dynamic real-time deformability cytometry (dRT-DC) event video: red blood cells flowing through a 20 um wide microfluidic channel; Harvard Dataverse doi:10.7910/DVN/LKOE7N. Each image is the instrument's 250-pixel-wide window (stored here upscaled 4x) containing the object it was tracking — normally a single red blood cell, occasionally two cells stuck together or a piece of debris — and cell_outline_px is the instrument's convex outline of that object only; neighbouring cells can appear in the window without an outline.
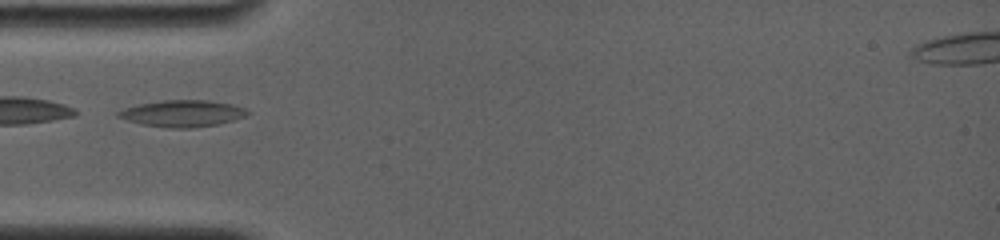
{"species": "common noctule bat (a hibernating species)", "species_latin": "Nyctalus noctula", "temperature_condition": "room temperature", "stored_images_in_passage": 16, "camera_frame_rate_fps": 4000, "um_per_image_px": 0.085, "animal": {"sex": "female", "body_mass_g": 19.0, "forearm_length_mm": 56.7}, "frame": {"image": 1, "passage_image": 1, "time_ms": 0.0, "image_size_px": [1000, 240], "cell_outline_px": [[252, 112], [244, 116], [220, 124], [192, 128], [172, 128], [144, 124], [128, 120], [116, 116], [116, 112], [124, 108], [140, 104], [164, 100], [208, 100], [232, 104], [244, 108]], "centroid_in_image_um": [15.53, 9.64], "position_along_channel_um": 69.5, "area_um2": 19.88}}
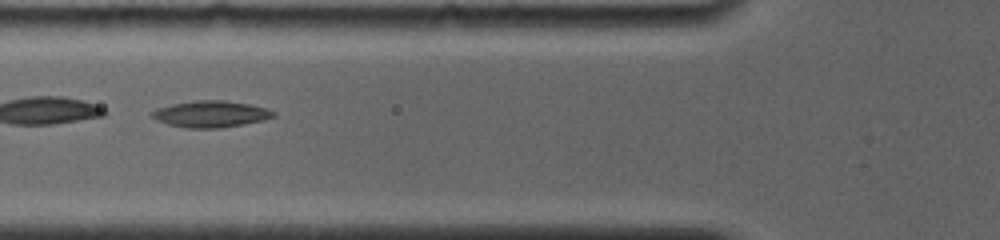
{"frame": {"image": 2, "passage_image": 5, "time_ms": 1.0, "image_size_px": [1000, 240], "cell_outline_px": [[276, 116], [264, 120], [244, 124], [220, 128], [184, 128], [168, 124], [156, 120], [148, 112], [156, 108], [172, 104], [196, 100], [224, 100], [248, 104], [268, 108], [276, 112]], "centroid_in_image_um": [17.91, 9.69], "position_along_channel_um": 107.9, "area_um2": 18.96}}
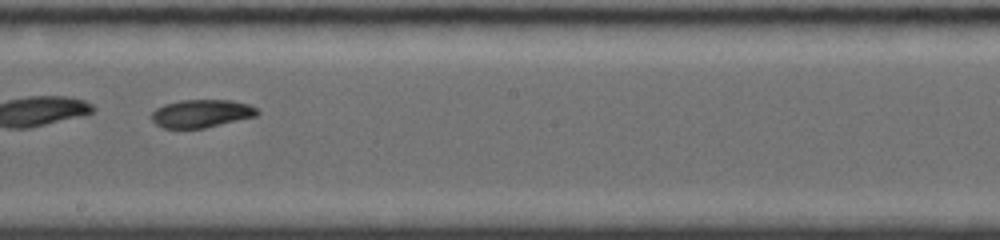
{"frame": {"image": 3, "passage_image": 12, "time_ms": 4.25, "image_size_px": [1000, 240], "cell_outline_px": [[260, 112], [256, 116], [204, 128], [164, 128], [156, 124], [152, 120], [152, 112], [156, 108], [164, 104], [180, 100], [232, 100], [248, 104], [256, 108]], "centroid_in_image_um": [17.11, 9.64], "position_along_channel_um": 231.1, "area_um2": 17.17}}